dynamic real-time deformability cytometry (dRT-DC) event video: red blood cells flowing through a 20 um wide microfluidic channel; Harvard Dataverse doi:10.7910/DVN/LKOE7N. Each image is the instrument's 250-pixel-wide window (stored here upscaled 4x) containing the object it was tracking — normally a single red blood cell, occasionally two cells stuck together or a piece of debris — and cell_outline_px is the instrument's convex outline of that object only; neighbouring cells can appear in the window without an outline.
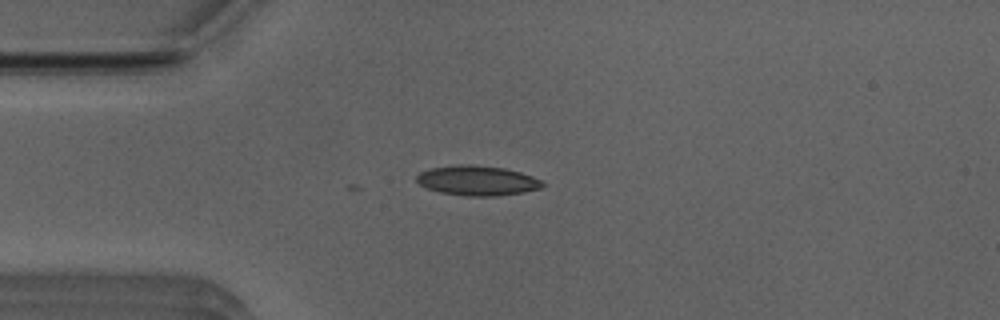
{"species": "Egyptian fruit bat (a non-hibernating species)", "species_latin": "Rousettus aegyptiacus", "temperature_condition": "room temperature", "stored_images_in_passage": 3, "camera_frame_rate_fps": 3000, "um_per_image_px": 0.085, "animal": {"sex": "male"}, "frame": {"image": 1, "passage_image": 3, "time_ms": 0.667, "image_size_px": [1000, 320], "cell_outline_px": [[544, 184], [540, 188], [524, 192], [496, 196], [464, 196], [440, 192], [428, 188], [420, 184], [416, 180], [416, 176], [420, 172], [432, 168], [456, 164], [468, 164], [504, 168], [520, 172], [532, 176], [540, 180]], "centroid_in_image_um": [40.56, 15.35], "position_along_channel_um": 44.4, "area_um2": 21.79}}